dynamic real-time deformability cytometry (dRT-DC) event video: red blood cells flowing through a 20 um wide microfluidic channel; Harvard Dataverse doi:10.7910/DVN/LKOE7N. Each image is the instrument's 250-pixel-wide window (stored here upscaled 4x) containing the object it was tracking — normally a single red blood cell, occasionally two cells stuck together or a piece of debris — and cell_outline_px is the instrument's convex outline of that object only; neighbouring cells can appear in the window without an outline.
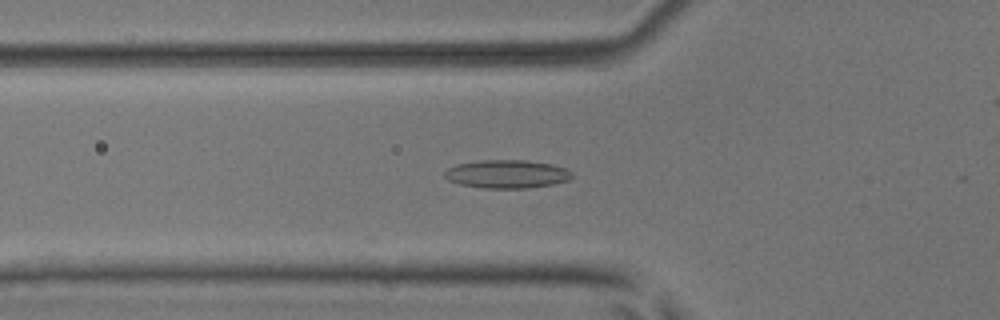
{"species": "common noctule bat (a hibernating species)", "species_latin": "Nyctalus noctula", "temperature_condition": "room temperature", "stored_images_in_passage": 29, "camera_frame_rate_fps": 3000, "um_per_image_px": 0.085, "animal": {"sex": "male", "body_mass_g": 17.9, "forearm_length_mm": 54.2}, "frame": {"image": 1, "passage_image": 20, "time_ms": 6.333, "image_size_px": [1000, 320], "cell_outline_px": [[572, 176], [568, 180], [552, 184], [528, 188], [484, 188], [460, 184], [448, 180], [444, 176], [444, 172], [448, 168], [456, 164], [480, 160], [524, 160], [552, 164], [564, 168], [572, 172]], "centroid_in_image_um": [43.06, 14.79], "position_along_channel_um": 82.7, "area_um2": 20.92}}
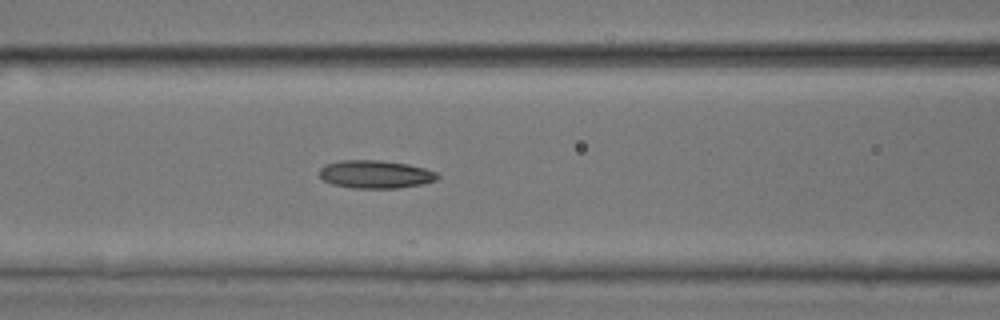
{"frame": {"image": 2, "passage_image": 24, "time_ms": 7.667, "image_size_px": [1000, 320], "cell_outline_px": [[440, 176], [436, 180], [424, 184], [396, 188], [352, 188], [332, 184], [324, 180], [320, 176], [320, 168], [328, 164], [340, 160], [380, 160], [408, 164], [424, 168], [436, 172]], "centroid_in_image_um": [31.93, 14.82], "position_along_channel_um": 134.7, "area_um2": 19.25}}